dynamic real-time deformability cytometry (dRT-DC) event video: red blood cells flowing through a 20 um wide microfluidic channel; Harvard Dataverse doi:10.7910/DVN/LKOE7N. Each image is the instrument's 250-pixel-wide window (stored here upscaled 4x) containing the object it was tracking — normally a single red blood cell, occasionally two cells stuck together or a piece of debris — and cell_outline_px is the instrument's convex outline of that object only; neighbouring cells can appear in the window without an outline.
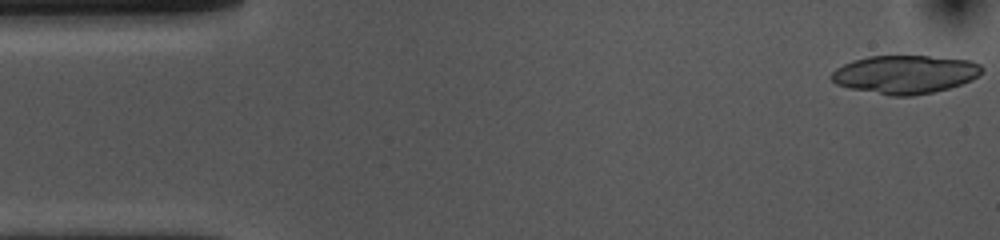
{"species": "common noctule bat (a hibernating species)", "species_latin": "Nyctalus noctula", "temperature_condition": "cold", "stored_images_in_passage": 16, "camera_frame_rate_fps": 3000, "um_per_image_px": 0.085, "animal": {"sex": "female", "body_mass_g": 10.0, "forearm_length_mm": 53.1}, "frame": {"image": 1, "passage_image": 1, "time_ms": 0.0, "image_size_px": [1000, 240], "cell_outline_px": [[984, 68], [972, 80], [948, 88], [932, 92], [912, 96], [888, 96], [848, 88], [836, 84], [828, 76], [836, 68], [852, 60], [868, 56], [928, 56], [972, 60], [980, 64]], "centroid_in_image_um": [76.89, 6.32], "position_along_channel_um": 8.1, "area_um2": 33.81}}